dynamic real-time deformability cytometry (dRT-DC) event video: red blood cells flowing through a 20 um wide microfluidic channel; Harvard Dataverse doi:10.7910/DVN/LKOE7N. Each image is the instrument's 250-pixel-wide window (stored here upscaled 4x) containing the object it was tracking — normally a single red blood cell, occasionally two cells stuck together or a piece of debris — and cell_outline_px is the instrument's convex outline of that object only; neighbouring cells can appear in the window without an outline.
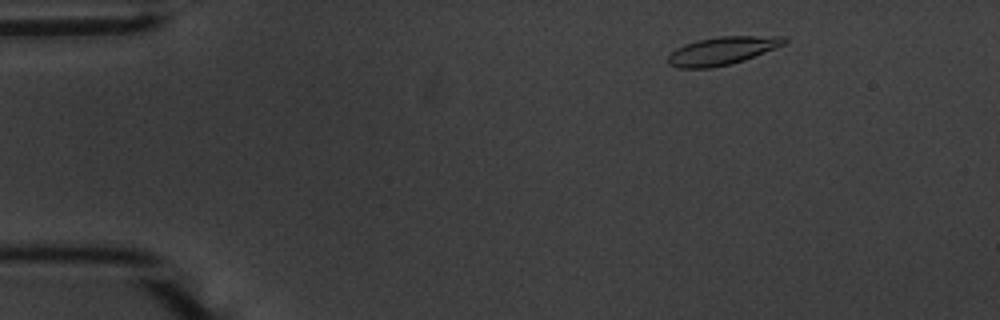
{"species": "common noctule bat (a hibernating species)", "species_latin": "Nyctalus noctula", "temperature_condition": "warm", "stored_images_in_passage": 52, "camera_frame_rate_fps": 3000, "um_per_image_px": 0.085, "animal": {"sex": "male", "body_mass_g": 20.1, "forearm_length_mm": 53.5}, "frame": {"image": 1, "passage_image": 5, "time_ms": 1.333, "image_size_px": [1000, 320], "cell_outline_px": [[788, 40], [784, 44], [776, 48], [744, 60], [732, 64], [712, 68], [676, 68], [668, 64], [668, 56], [676, 48], [684, 44], [700, 40], [720, 36], [784, 36]], "centroid_in_image_um": [61.39, 4.32], "position_along_channel_um": 23.6, "area_um2": 19.02}}
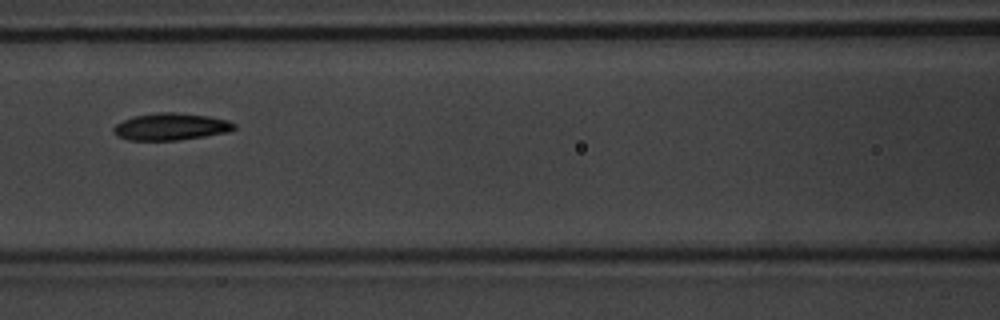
{"frame": {"image": 2, "passage_image": 22, "time_ms": 7.0, "image_size_px": [1000, 320], "cell_outline_px": [[236, 128], [228, 132], [204, 136], [176, 140], [128, 140], [116, 136], [112, 132], [112, 128], [116, 124], [132, 116], [156, 112], [176, 112], [208, 116], [228, 120], [236, 124]], "centroid_in_image_um": [14.49, 10.76], "position_along_channel_um": 152.1, "area_um2": 19.13}}
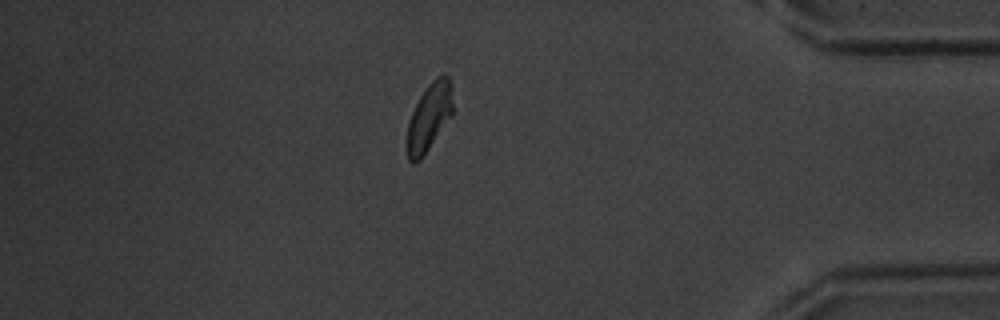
{"frame": {"image": 3, "passage_image": 45, "time_ms": 14.667, "image_size_px": [1000, 320], "cell_outline_px": [[452, 116], [420, 160], [412, 164], [408, 160], [404, 144], [408, 124], [412, 112], [420, 96], [428, 84], [436, 76], [444, 72], [448, 76], [452, 84]], "centroid_in_image_um": [36.46, 9.96], "position_along_channel_um": 398.7, "area_um2": 18.5}, "authors_computed_cell_mechanics": {"area_um2": 18.6405, "velocity_mm_per_s": 3.6552, "shape_relaxation_time_tau1_ms": 2.2964, "shape_relaxation_time_tau2_ms": 2.9838, "deformation_change_tau1": 0.1643, "deformation_change_tau2": 0.0926}}